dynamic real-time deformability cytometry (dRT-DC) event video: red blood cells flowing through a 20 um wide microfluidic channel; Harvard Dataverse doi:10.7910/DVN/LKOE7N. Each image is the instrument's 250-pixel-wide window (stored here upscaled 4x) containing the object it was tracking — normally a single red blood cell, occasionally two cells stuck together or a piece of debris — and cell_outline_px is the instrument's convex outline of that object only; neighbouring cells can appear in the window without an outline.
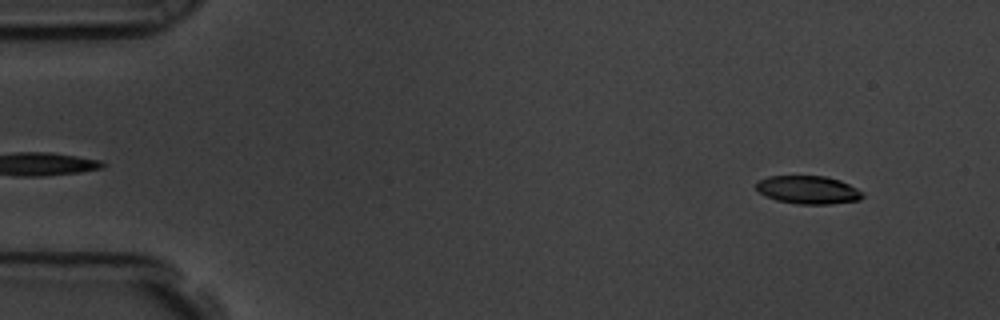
{"species": "common noctule bat (a hibernating species)", "species_latin": "Nyctalus noctula", "temperature_condition": "room temperature", "stored_images_in_passage": 57, "camera_frame_rate_fps": 3000, "um_per_image_px": 0.085, "animal": {"sex": "male", "body_mass_g": 19.5, "forearm_length_mm": 54.6}, "frame": {"image": 1, "passage_image": 5, "time_ms": 1.333, "image_size_px": [1000, 320], "cell_outline_px": [[864, 196], [860, 200], [832, 204], [796, 204], [776, 200], [764, 196], [756, 188], [756, 180], [768, 176], [824, 176], [840, 180], [864, 192]], "centroid_in_image_um": [68.68, 16.14], "position_along_channel_um": 16.3, "area_um2": 17.63}}
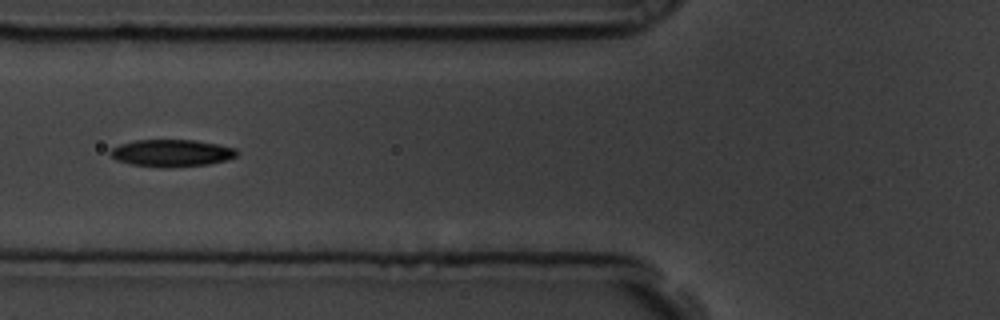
{"frame": {"image": 2, "passage_image": 22, "time_ms": 7.0, "image_size_px": [1000, 320], "cell_outline_px": [[240, 152], [236, 156], [228, 160], [208, 164], [168, 168], [164, 168], [132, 164], [116, 160], [108, 152], [112, 148], [120, 144], [136, 140], [196, 140], [236, 148]], "centroid_in_image_um": [14.61, 13.01], "position_along_channel_um": 111.2, "area_um2": 20.11}}
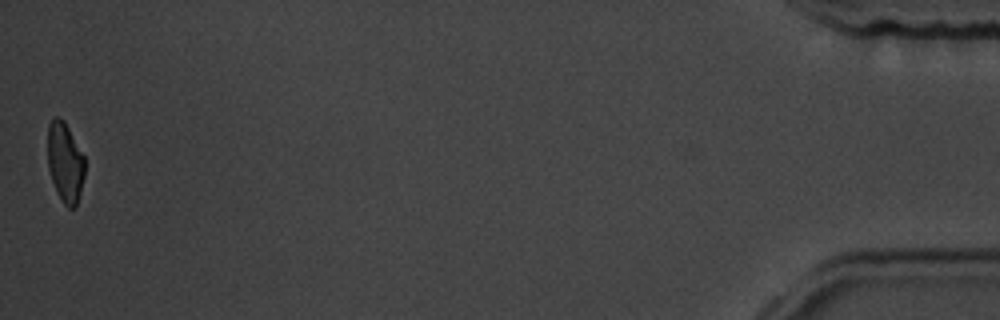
{"frame": {"image": 3, "passage_image": 57, "time_ms": 18.667, "image_size_px": [1000, 320], "cell_outline_px": [[84, 176], [76, 208], [68, 208], [64, 204], [52, 180], [48, 168], [48, 124], [52, 116], [60, 116], [64, 120], [84, 156]], "centroid_in_image_um": [5.53, 13.75], "position_along_channel_um": 429.7, "area_um2": 17.22}, "authors_computed_cell_mechanics": {"area_um2": 19.1318, "velocity_mm_per_s": 3.5648, "shape_relaxation_time_tau1_ms": 3.9221, "shape_relaxation_time_tau2_ms": 7.7823, "deformation_change_tau1": 0.1489, "deformation_change_tau2": 0.1604}}